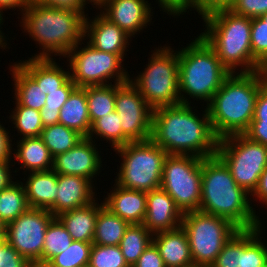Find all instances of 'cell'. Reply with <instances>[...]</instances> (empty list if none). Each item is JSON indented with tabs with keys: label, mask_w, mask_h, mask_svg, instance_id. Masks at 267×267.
Wrapping results in <instances>:
<instances>
[{
	"label": "cell",
	"mask_w": 267,
	"mask_h": 267,
	"mask_svg": "<svg viewBox=\"0 0 267 267\" xmlns=\"http://www.w3.org/2000/svg\"><path fill=\"white\" fill-rule=\"evenodd\" d=\"M191 104H177L153 110L151 140L170 155L208 158L216 155V136L207 107L195 113ZM200 117V118H199Z\"/></svg>",
	"instance_id": "cell-1"
},
{
	"label": "cell",
	"mask_w": 267,
	"mask_h": 267,
	"mask_svg": "<svg viewBox=\"0 0 267 267\" xmlns=\"http://www.w3.org/2000/svg\"><path fill=\"white\" fill-rule=\"evenodd\" d=\"M249 195L217 155L202 159L200 211L225 218L239 230L254 229L262 226V219Z\"/></svg>",
	"instance_id": "cell-2"
},
{
	"label": "cell",
	"mask_w": 267,
	"mask_h": 267,
	"mask_svg": "<svg viewBox=\"0 0 267 267\" xmlns=\"http://www.w3.org/2000/svg\"><path fill=\"white\" fill-rule=\"evenodd\" d=\"M267 82V70L230 73L207 107L216 136L244 134L253 119L256 100Z\"/></svg>",
	"instance_id": "cell-3"
},
{
	"label": "cell",
	"mask_w": 267,
	"mask_h": 267,
	"mask_svg": "<svg viewBox=\"0 0 267 267\" xmlns=\"http://www.w3.org/2000/svg\"><path fill=\"white\" fill-rule=\"evenodd\" d=\"M20 20L24 32L41 49L31 58L65 57L84 39L85 17L73 10L47 7L32 1Z\"/></svg>",
	"instance_id": "cell-4"
},
{
	"label": "cell",
	"mask_w": 267,
	"mask_h": 267,
	"mask_svg": "<svg viewBox=\"0 0 267 267\" xmlns=\"http://www.w3.org/2000/svg\"><path fill=\"white\" fill-rule=\"evenodd\" d=\"M201 19L206 29L200 35L230 73L264 70L252 57L251 18L223 9Z\"/></svg>",
	"instance_id": "cell-5"
},
{
	"label": "cell",
	"mask_w": 267,
	"mask_h": 267,
	"mask_svg": "<svg viewBox=\"0 0 267 267\" xmlns=\"http://www.w3.org/2000/svg\"><path fill=\"white\" fill-rule=\"evenodd\" d=\"M177 54L180 102L191 104V97L196 101L204 100L208 105L230 72L200 34Z\"/></svg>",
	"instance_id": "cell-6"
},
{
	"label": "cell",
	"mask_w": 267,
	"mask_h": 267,
	"mask_svg": "<svg viewBox=\"0 0 267 267\" xmlns=\"http://www.w3.org/2000/svg\"><path fill=\"white\" fill-rule=\"evenodd\" d=\"M121 166L115 183L123 188L150 192L160 188L164 162L168 153L151 139L117 147Z\"/></svg>",
	"instance_id": "cell-7"
},
{
	"label": "cell",
	"mask_w": 267,
	"mask_h": 267,
	"mask_svg": "<svg viewBox=\"0 0 267 267\" xmlns=\"http://www.w3.org/2000/svg\"><path fill=\"white\" fill-rule=\"evenodd\" d=\"M154 49L146 68L130 82L154 110L180 104L179 61L177 49L162 46Z\"/></svg>",
	"instance_id": "cell-8"
},
{
	"label": "cell",
	"mask_w": 267,
	"mask_h": 267,
	"mask_svg": "<svg viewBox=\"0 0 267 267\" xmlns=\"http://www.w3.org/2000/svg\"><path fill=\"white\" fill-rule=\"evenodd\" d=\"M181 227L188 238L194 267H210L239 231L229 220L200 210L183 213Z\"/></svg>",
	"instance_id": "cell-9"
},
{
	"label": "cell",
	"mask_w": 267,
	"mask_h": 267,
	"mask_svg": "<svg viewBox=\"0 0 267 267\" xmlns=\"http://www.w3.org/2000/svg\"><path fill=\"white\" fill-rule=\"evenodd\" d=\"M78 43L64 58H67V70L70 79L77 87L126 83L130 81L127 68L124 67L126 54H112L99 51L87 41ZM82 44L84 47H82ZM80 45V46H79ZM82 47V48H80ZM123 64V65H122ZM113 78V80H112ZM112 81V82H110Z\"/></svg>",
	"instance_id": "cell-10"
},
{
	"label": "cell",
	"mask_w": 267,
	"mask_h": 267,
	"mask_svg": "<svg viewBox=\"0 0 267 267\" xmlns=\"http://www.w3.org/2000/svg\"><path fill=\"white\" fill-rule=\"evenodd\" d=\"M216 155L228 167L235 182L251 195L267 167V146L245 134H234L219 139Z\"/></svg>",
	"instance_id": "cell-11"
},
{
	"label": "cell",
	"mask_w": 267,
	"mask_h": 267,
	"mask_svg": "<svg viewBox=\"0 0 267 267\" xmlns=\"http://www.w3.org/2000/svg\"><path fill=\"white\" fill-rule=\"evenodd\" d=\"M201 181L202 158L168 154L160 187L173 198L182 213L199 210Z\"/></svg>",
	"instance_id": "cell-12"
},
{
	"label": "cell",
	"mask_w": 267,
	"mask_h": 267,
	"mask_svg": "<svg viewBox=\"0 0 267 267\" xmlns=\"http://www.w3.org/2000/svg\"><path fill=\"white\" fill-rule=\"evenodd\" d=\"M54 218L47 209L29 208L6 225L7 243L31 264H41L45 232Z\"/></svg>",
	"instance_id": "cell-13"
},
{
	"label": "cell",
	"mask_w": 267,
	"mask_h": 267,
	"mask_svg": "<svg viewBox=\"0 0 267 267\" xmlns=\"http://www.w3.org/2000/svg\"><path fill=\"white\" fill-rule=\"evenodd\" d=\"M115 111L131 142L151 139L153 109L130 81L116 83Z\"/></svg>",
	"instance_id": "cell-14"
},
{
	"label": "cell",
	"mask_w": 267,
	"mask_h": 267,
	"mask_svg": "<svg viewBox=\"0 0 267 267\" xmlns=\"http://www.w3.org/2000/svg\"><path fill=\"white\" fill-rule=\"evenodd\" d=\"M96 144L92 139L84 137L70 150L55 156L52 169L57 174L81 176L93 181L103 168Z\"/></svg>",
	"instance_id": "cell-15"
},
{
	"label": "cell",
	"mask_w": 267,
	"mask_h": 267,
	"mask_svg": "<svg viewBox=\"0 0 267 267\" xmlns=\"http://www.w3.org/2000/svg\"><path fill=\"white\" fill-rule=\"evenodd\" d=\"M148 2L147 0H105L98 9L132 38L152 22L154 13Z\"/></svg>",
	"instance_id": "cell-16"
},
{
	"label": "cell",
	"mask_w": 267,
	"mask_h": 267,
	"mask_svg": "<svg viewBox=\"0 0 267 267\" xmlns=\"http://www.w3.org/2000/svg\"><path fill=\"white\" fill-rule=\"evenodd\" d=\"M84 21V39L95 49L112 54H127L132 39L118 25L111 22L101 12Z\"/></svg>",
	"instance_id": "cell-17"
},
{
	"label": "cell",
	"mask_w": 267,
	"mask_h": 267,
	"mask_svg": "<svg viewBox=\"0 0 267 267\" xmlns=\"http://www.w3.org/2000/svg\"><path fill=\"white\" fill-rule=\"evenodd\" d=\"M182 218V211L161 187L147 192L146 215L142 224L152 234L181 227Z\"/></svg>",
	"instance_id": "cell-18"
},
{
	"label": "cell",
	"mask_w": 267,
	"mask_h": 267,
	"mask_svg": "<svg viewBox=\"0 0 267 267\" xmlns=\"http://www.w3.org/2000/svg\"><path fill=\"white\" fill-rule=\"evenodd\" d=\"M93 182L81 176L57 174V197L48 210L56 217L62 212L92 203L98 199Z\"/></svg>",
	"instance_id": "cell-19"
},
{
	"label": "cell",
	"mask_w": 267,
	"mask_h": 267,
	"mask_svg": "<svg viewBox=\"0 0 267 267\" xmlns=\"http://www.w3.org/2000/svg\"><path fill=\"white\" fill-rule=\"evenodd\" d=\"M103 199L104 206L131 224H142L146 215L147 193L123 188L116 183Z\"/></svg>",
	"instance_id": "cell-20"
},
{
	"label": "cell",
	"mask_w": 267,
	"mask_h": 267,
	"mask_svg": "<svg viewBox=\"0 0 267 267\" xmlns=\"http://www.w3.org/2000/svg\"><path fill=\"white\" fill-rule=\"evenodd\" d=\"M166 267H194L187 235L182 227L153 234Z\"/></svg>",
	"instance_id": "cell-21"
},
{
	"label": "cell",
	"mask_w": 267,
	"mask_h": 267,
	"mask_svg": "<svg viewBox=\"0 0 267 267\" xmlns=\"http://www.w3.org/2000/svg\"><path fill=\"white\" fill-rule=\"evenodd\" d=\"M54 58H28L18 64L37 82L44 94L59 89L70 79V71H65Z\"/></svg>",
	"instance_id": "cell-22"
},
{
	"label": "cell",
	"mask_w": 267,
	"mask_h": 267,
	"mask_svg": "<svg viewBox=\"0 0 267 267\" xmlns=\"http://www.w3.org/2000/svg\"><path fill=\"white\" fill-rule=\"evenodd\" d=\"M104 206L96 199L87 206L68 210L56 216L67 229L73 240L92 242L95 234L96 220L99 210Z\"/></svg>",
	"instance_id": "cell-23"
},
{
	"label": "cell",
	"mask_w": 267,
	"mask_h": 267,
	"mask_svg": "<svg viewBox=\"0 0 267 267\" xmlns=\"http://www.w3.org/2000/svg\"><path fill=\"white\" fill-rule=\"evenodd\" d=\"M25 194L30 208L49 209L57 197V173L48 171L30 172L23 178Z\"/></svg>",
	"instance_id": "cell-24"
},
{
	"label": "cell",
	"mask_w": 267,
	"mask_h": 267,
	"mask_svg": "<svg viewBox=\"0 0 267 267\" xmlns=\"http://www.w3.org/2000/svg\"><path fill=\"white\" fill-rule=\"evenodd\" d=\"M19 141V142H18ZM13 159L18 161L20 168L26 171H48L53 168V156L40 137H25L16 141Z\"/></svg>",
	"instance_id": "cell-25"
},
{
	"label": "cell",
	"mask_w": 267,
	"mask_h": 267,
	"mask_svg": "<svg viewBox=\"0 0 267 267\" xmlns=\"http://www.w3.org/2000/svg\"><path fill=\"white\" fill-rule=\"evenodd\" d=\"M59 123L88 137L91 121L88 114L86 87H76L60 109Z\"/></svg>",
	"instance_id": "cell-26"
},
{
	"label": "cell",
	"mask_w": 267,
	"mask_h": 267,
	"mask_svg": "<svg viewBox=\"0 0 267 267\" xmlns=\"http://www.w3.org/2000/svg\"><path fill=\"white\" fill-rule=\"evenodd\" d=\"M10 74L14 81L13 99L28 108L41 110L46 103V94L37 82L17 63L10 65Z\"/></svg>",
	"instance_id": "cell-27"
},
{
	"label": "cell",
	"mask_w": 267,
	"mask_h": 267,
	"mask_svg": "<svg viewBox=\"0 0 267 267\" xmlns=\"http://www.w3.org/2000/svg\"><path fill=\"white\" fill-rule=\"evenodd\" d=\"M129 223L103 206L97 215L95 234L92 243L103 246L120 244Z\"/></svg>",
	"instance_id": "cell-28"
},
{
	"label": "cell",
	"mask_w": 267,
	"mask_h": 267,
	"mask_svg": "<svg viewBox=\"0 0 267 267\" xmlns=\"http://www.w3.org/2000/svg\"><path fill=\"white\" fill-rule=\"evenodd\" d=\"M152 240L153 234L143 224L129 225L120 241L119 247L130 267L137 262Z\"/></svg>",
	"instance_id": "cell-29"
},
{
	"label": "cell",
	"mask_w": 267,
	"mask_h": 267,
	"mask_svg": "<svg viewBox=\"0 0 267 267\" xmlns=\"http://www.w3.org/2000/svg\"><path fill=\"white\" fill-rule=\"evenodd\" d=\"M29 208L22 181H14L0 191V218L6 225Z\"/></svg>",
	"instance_id": "cell-30"
},
{
	"label": "cell",
	"mask_w": 267,
	"mask_h": 267,
	"mask_svg": "<svg viewBox=\"0 0 267 267\" xmlns=\"http://www.w3.org/2000/svg\"><path fill=\"white\" fill-rule=\"evenodd\" d=\"M116 84L86 86L88 114L91 124L115 111Z\"/></svg>",
	"instance_id": "cell-31"
},
{
	"label": "cell",
	"mask_w": 267,
	"mask_h": 267,
	"mask_svg": "<svg viewBox=\"0 0 267 267\" xmlns=\"http://www.w3.org/2000/svg\"><path fill=\"white\" fill-rule=\"evenodd\" d=\"M98 137L106 141V143L109 142L113 150L131 142L122 133V125L116 111L106 114L91 124L88 138L96 142L95 139Z\"/></svg>",
	"instance_id": "cell-32"
},
{
	"label": "cell",
	"mask_w": 267,
	"mask_h": 267,
	"mask_svg": "<svg viewBox=\"0 0 267 267\" xmlns=\"http://www.w3.org/2000/svg\"><path fill=\"white\" fill-rule=\"evenodd\" d=\"M40 138L54 158L73 148L84 137L77 131L58 123L45 127Z\"/></svg>",
	"instance_id": "cell-33"
},
{
	"label": "cell",
	"mask_w": 267,
	"mask_h": 267,
	"mask_svg": "<svg viewBox=\"0 0 267 267\" xmlns=\"http://www.w3.org/2000/svg\"><path fill=\"white\" fill-rule=\"evenodd\" d=\"M264 227L243 230V267H264L267 264V244L262 242Z\"/></svg>",
	"instance_id": "cell-34"
},
{
	"label": "cell",
	"mask_w": 267,
	"mask_h": 267,
	"mask_svg": "<svg viewBox=\"0 0 267 267\" xmlns=\"http://www.w3.org/2000/svg\"><path fill=\"white\" fill-rule=\"evenodd\" d=\"M73 239L61 221L55 217L45 232L42 263L50 262L70 246Z\"/></svg>",
	"instance_id": "cell-35"
},
{
	"label": "cell",
	"mask_w": 267,
	"mask_h": 267,
	"mask_svg": "<svg viewBox=\"0 0 267 267\" xmlns=\"http://www.w3.org/2000/svg\"><path fill=\"white\" fill-rule=\"evenodd\" d=\"M16 104V105H15ZM15 108L11 110L9 119H11L14 128L22 138L40 137L44 129L41 122L40 111L25 106H21L16 101Z\"/></svg>",
	"instance_id": "cell-36"
},
{
	"label": "cell",
	"mask_w": 267,
	"mask_h": 267,
	"mask_svg": "<svg viewBox=\"0 0 267 267\" xmlns=\"http://www.w3.org/2000/svg\"><path fill=\"white\" fill-rule=\"evenodd\" d=\"M76 87L72 80L69 79L59 91H53L47 94L46 103L40 110L41 122L44 128L59 123L60 109Z\"/></svg>",
	"instance_id": "cell-37"
},
{
	"label": "cell",
	"mask_w": 267,
	"mask_h": 267,
	"mask_svg": "<svg viewBox=\"0 0 267 267\" xmlns=\"http://www.w3.org/2000/svg\"><path fill=\"white\" fill-rule=\"evenodd\" d=\"M244 134L251 140L267 146V82L258 93L253 119Z\"/></svg>",
	"instance_id": "cell-38"
},
{
	"label": "cell",
	"mask_w": 267,
	"mask_h": 267,
	"mask_svg": "<svg viewBox=\"0 0 267 267\" xmlns=\"http://www.w3.org/2000/svg\"><path fill=\"white\" fill-rule=\"evenodd\" d=\"M92 242L73 240L64 252L56 255L50 263L56 267H86L89 264Z\"/></svg>",
	"instance_id": "cell-39"
},
{
	"label": "cell",
	"mask_w": 267,
	"mask_h": 267,
	"mask_svg": "<svg viewBox=\"0 0 267 267\" xmlns=\"http://www.w3.org/2000/svg\"><path fill=\"white\" fill-rule=\"evenodd\" d=\"M210 267H243V230L229 239Z\"/></svg>",
	"instance_id": "cell-40"
},
{
	"label": "cell",
	"mask_w": 267,
	"mask_h": 267,
	"mask_svg": "<svg viewBox=\"0 0 267 267\" xmlns=\"http://www.w3.org/2000/svg\"><path fill=\"white\" fill-rule=\"evenodd\" d=\"M88 267H130L122 255L119 245L93 244Z\"/></svg>",
	"instance_id": "cell-41"
},
{
	"label": "cell",
	"mask_w": 267,
	"mask_h": 267,
	"mask_svg": "<svg viewBox=\"0 0 267 267\" xmlns=\"http://www.w3.org/2000/svg\"><path fill=\"white\" fill-rule=\"evenodd\" d=\"M252 57L267 70V23L260 17L251 18Z\"/></svg>",
	"instance_id": "cell-42"
},
{
	"label": "cell",
	"mask_w": 267,
	"mask_h": 267,
	"mask_svg": "<svg viewBox=\"0 0 267 267\" xmlns=\"http://www.w3.org/2000/svg\"><path fill=\"white\" fill-rule=\"evenodd\" d=\"M229 10L249 18L260 17L267 12V0H236Z\"/></svg>",
	"instance_id": "cell-43"
},
{
	"label": "cell",
	"mask_w": 267,
	"mask_h": 267,
	"mask_svg": "<svg viewBox=\"0 0 267 267\" xmlns=\"http://www.w3.org/2000/svg\"><path fill=\"white\" fill-rule=\"evenodd\" d=\"M236 0H194L193 9L198 12L202 18L212 12L230 9Z\"/></svg>",
	"instance_id": "cell-44"
},
{
	"label": "cell",
	"mask_w": 267,
	"mask_h": 267,
	"mask_svg": "<svg viewBox=\"0 0 267 267\" xmlns=\"http://www.w3.org/2000/svg\"><path fill=\"white\" fill-rule=\"evenodd\" d=\"M35 2L47 7L73 10L81 13L85 18L88 14H85L84 10L87 8L86 5L90 4L87 0H36Z\"/></svg>",
	"instance_id": "cell-45"
},
{
	"label": "cell",
	"mask_w": 267,
	"mask_h": 267,
	"mask_svg": "<svg viewBox=\"0 0 267 267\" xmlns=\"http://www.w3.org/2000/svg\"><path fill=\"white\" fill-rule=\"evenodd\" d=\"M158 1V5L161 10L168 15L180 16L184 13H189V10L192 11L193 9V1L194 0H156ZM189 9V10H188ZM188 10V11H187Z\"/></svg>",
	"instance_id": "cell-46"
},
{
	"label": "cell",
	"mask_w": 267,
	"mask_h": 267,
	"mask_svg": "<svg viewBox=\"0 0 267 267\" xmlns=\"http://www.w3.org/2000/svg\"><path fill=\"white\" fill-rule=\"evenodd\" d=\"M132 267H166L165 263L159 254L156 245L151 244L145 249L143 254L138 258L137 262Z\"/></svg>",
	"instance_id": "cell-47"
},
{
	"label": "cell",
	"mask_w": 267,
	"mask_h": 267,
	"mask_svg": "<svg viewBox=\"0 0 267 267\" xmlns=\"http://www.w3.org/2000/svg\"><path fill=\"white\" fill-rule=\"evenodd\" d=\"M32 264L21 256L12 246L7 244L1 251L0 267H29Z\"/></svg>",
	"instance_id": "cell-48"
},
{
	"label": "cell",
	"mask_w": 267,
	"mask_h": 267,
	"mask_svg": "<svg viewBox=\"0 0 267 267\" xmlns=\"http://www.w3.org/2000/svg\"><path fill=\"white\" fill-rule=\"evenodd\" d=\"M0 122V162L11 161L13 156V145L10 137L11 133ZM9 134V135H8Z\"/></svg>",
	"instance_id": "cell-49"
},
{
	"label": "cell",
	"mask_w": 267,
	"mask_h": 267,
	"mask_svg": "<svg viewBox=\"0 0 267 267\" xmlns=\"http://www.w3.org/2000/svg\"><path fill=\"white\" fill-rule=\"evenodd\" d=\"M251 198L250 202L253 207L252 201L259 200V203H262L263 205L267 206V167L264 169L263 173L259 177V182L256 187V189L253 191V193L250 195Z\"/></svg>",
	"instance_id": "cell-50"
},
{
	"label": "cell",
	"mask_w": 267,
	"mask_h": 267,
	"mask_svg": "<svg viewBox=\"0 0 267 267\" xmlns=\"http://www.w3.org/2000/svg\"><path fill=\"white\" fill-rule=\"evenodd\" d=\"M10 163L12 162L11 161L0 162V191L8 187L11 183L14 182L12 181L14 179V177L12 178V175L14 176V174H11V173L18 172L17 171L18 168H16L15 171H11L10 168H12L13 165Z\"/></svg>",
	"instance_id": "cell-51"
},
{
	"label": "cell",
	"mask_w": 267,
	"mask_h": 267,
	"mask_svg": "<svg viewBox=\"0 0 267 267\" xmlns=\"http://www.w3.org/2000/svg\"><path fill=\"white\" fill-rule=\"evenodd\" d=\"M30 4L29 0H0V16L3 18V11H7L9 9L16 10V8L20 9L17 11H21L22 14L24 9Z\"/></svg>",
	"instance_id": "cell-52"
},
{
	"label": "cell",
	"mask_w": 267,
	"mask_h": 267,
	"mask_svg": "<svg viewBox=\"0 0 267 267\" xmlns=\"http://www.w3.org/2000/svg\"><path fill=\"white\" fill-rule=\"evenodd\" d=\"M3 20H4V18H2L0 16V27L3 25V22H4ZM4 34L5 33H3L2 30H1V28H0V49L3 48V50L5 48H7V47L9 48V46L7 45V44H9V43H7L8 40H6L7 37H6V35L4 36Z\"/></svg>",
	"instance_id": "cell-53"
},
{
	"label": "cell",
	"mask_w": 267,
	"mask_h": 267,
	"mask_svg": "<svg viewBox=\"0 0 267 267\" xmlns=\"http://www.w3.org/2000/svg\"><path fill=\"white\" fill-rule=\"evenodd\" d=\"M6 239V224L0 218V240Z\"/></svg>",
	"instance_id": "cell-54"
},
{
	"label": "cell",
	"mask_w": 267,
	"mask_h": 267,
	"mask_svg": "<svg viewBox=\"0 0 267 267\" xmlns=\"http://www.w3.org/2000/svg\"><path fill=\"white\" fill-rule=\"evenodd\" d=\"M89 3H93L92 5L94 6L93 8L99 7L105 0H87Z\"/></svg>",
	"instance_id": "cell-55"
},
{
	"label": "cell",
	"mask_w": 267,
	"mask_h": 267,
	"mask_svg": "<svg viewBox=\"0 0 267 267\" xmlns=\"http://www.w3.org/2000/svg\"><path fill=\"white\" fill-rule=\"evenodd\" d=\"M6 239L0 240V265H1V251L4 249V247L7 245Z\"/></svg>",
	"instance_id": "cell-56"
},
{
	"label": "cell",
	"mask_w": 267,
	"mask_h": 267,
	"mask_svg": "<svg viewBox=\"0 0 267 267\" xmlns=\"http://www.w3.org/2000/svg\"><path fill=\"white\" fill-rule=\"evenodd\" d=\"M39 265H40V267H56V266H53L50 262L41 263Z\"/></svg>",
	"instance_id": "cell-57"
},
{
	"label": "cell",
	"mask_w": 267,
	"mask_h": 267,
	"mask_svg": "<svg viewBox=\"0 0 267 267\" xmlns=\"http://www.w3.org/2000/svg\"><path fill=\"white\" fill-rule=\"evenodd\" d=\"M260 18L267 23V12L265 14H262Z\"/></svg>",
	"instance_id": "cell-58"
},
{
	"label": "cell",
	"mask_w": 267,
	"mask_h": 267,
	"mask_svg": "<svg viewBox=\"0 0 267 267\" xmlns=\"http://www.w3.org/2000/svg\"><path fill=\"white\" fill-rule=\"evenodd\" d=\"M29 267H40V265H37V264H32L31 266Z\"/></svg>",
	"instance_id": "cell-59"
}]
</instances>
